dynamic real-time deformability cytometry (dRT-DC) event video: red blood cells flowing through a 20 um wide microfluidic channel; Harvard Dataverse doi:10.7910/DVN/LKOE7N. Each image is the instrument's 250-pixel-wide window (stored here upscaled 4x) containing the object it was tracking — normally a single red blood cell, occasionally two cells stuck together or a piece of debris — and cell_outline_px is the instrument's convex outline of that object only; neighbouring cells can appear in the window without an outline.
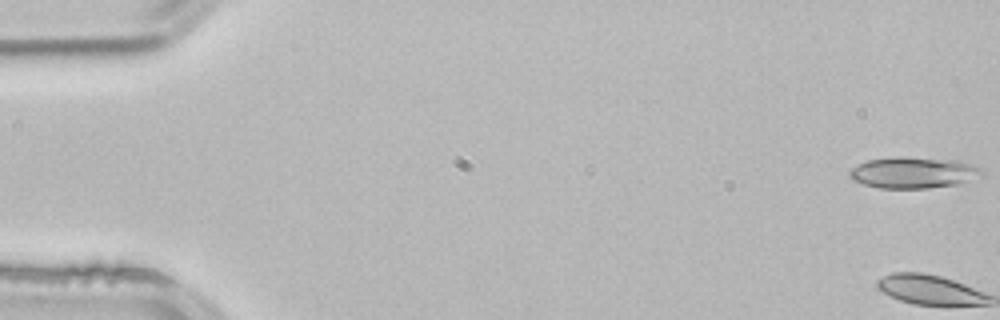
{"species": "common noctule bat (a hibernating species)", "species_latin": "Nyctalus noctula", "temperature_condition": "room temperature", "stored_images_in_passage": 3, "segment_of_instrument_passage": [2, 2], "camera_frame_rate_fps": 3000, "um_per_image_px": 0.085, "animal": {"sex": "male", "body_mass_g": 21.5, "forearm_length_mm": 52.0}, "frame": {"image": 1, "passage_image": 3, "time_ms": 0.667, "image_size_px": [1000, 320], "cell_outline_px": [[984, 176], [960, 184], [928, 188], [880, 188], [864, 184], [852, 180], [848, 176], [848, 172], [852, 168], [868, 160], [892, 156], [904, 156], [956, 160], [972, 164], [980, 168], [984, 172]], "centroid_in_image_um": [77.67, 14.67], "position_along_channel_um": 7.3, "area_um2": 24.45}}